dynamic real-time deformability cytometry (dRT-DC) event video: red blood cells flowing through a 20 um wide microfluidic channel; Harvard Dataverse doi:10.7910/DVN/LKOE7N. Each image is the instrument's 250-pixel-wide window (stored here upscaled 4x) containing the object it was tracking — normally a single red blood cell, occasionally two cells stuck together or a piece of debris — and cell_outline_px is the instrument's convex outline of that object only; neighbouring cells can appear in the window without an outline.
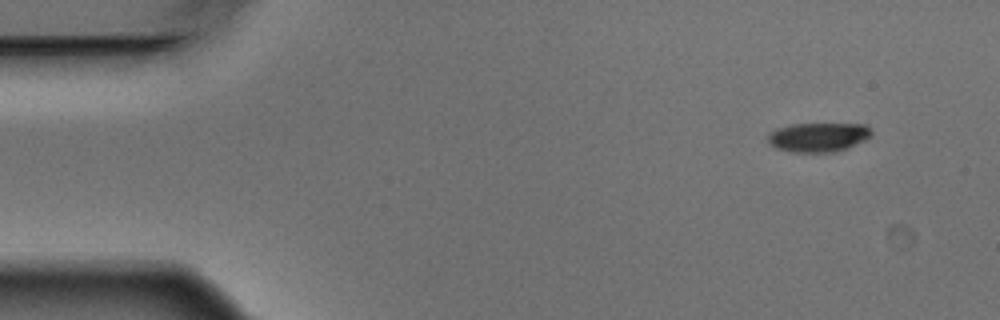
{"species": "Egyptian fruit bat (a non-hibernating species)", "species_latin": "Rousettus aegyptiacus", "temperature_condition": "warm", "stored_images_in_passage": 3, "camera_frame_rate_fps": 3000, "um_per_image_px": 0.085, "animal": {"sex": "male"}, "frame": {"image": 1, "passage_image": 1, "time_ms": 0.0, "image_size_px": [1000, 320], "cell_outline_px": [[872, 136], [864, 140], [836, 152], [792, 152], [776, 148], [768, 144], [768, 136], [776, 128], [792, 124], [864, 124], [872, 132]], "centroid_in_image_um": [69.53, 11.66], "position_along_channel_um": 15.5, "area_um2": 17.51}}
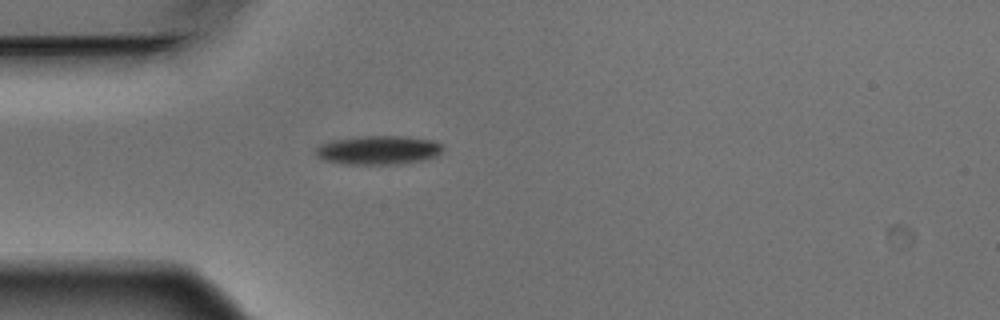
{"frame": {"image": 2, "passage_image": 3, "time_ms": 0.667, "image_size_px": [1000, 320], "cell_outline_px": [[444, 148], [440, 156], [424, 160], [400, 164], [344, 164], [324, 160], [316, 156], [312, 152], [320, 144], [332, 140], [364, 136], [408, 136], [436, 140]], "centroid_in_image_um": [32.2, 12.76], "position_along_channel_um": 52.8, "area_um2": 21.85}}